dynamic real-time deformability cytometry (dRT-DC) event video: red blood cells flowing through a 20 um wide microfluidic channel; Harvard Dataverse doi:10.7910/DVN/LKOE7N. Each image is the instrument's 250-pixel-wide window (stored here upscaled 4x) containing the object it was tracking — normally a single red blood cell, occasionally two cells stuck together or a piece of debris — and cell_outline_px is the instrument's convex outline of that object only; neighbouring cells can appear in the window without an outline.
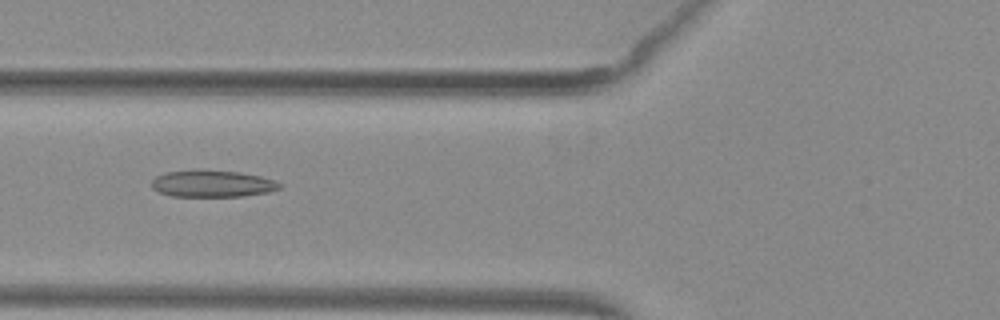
{"species": "common noctule bat (a hibernating species)", "species_latin": "Nyctalus noctula", "temperature_condition": "warm", "stored_images_in_passage": 34, "camera_frame_rate_fps": 3000, "um_per_image_px": 0.085, "animal": {"sex": "female", "body_mass_g": 29.2, "forearm_length_mm": 56.3}, "frame": {"image": 1, "passage_image": 7, "time_ms": 2.0, "image_size_px": [1000, 320], "cell_outline_px": [[280, 188], [268, 192], [244, 196], [172, 196], [160, 192], [152, 188], [152, 180], [156, 176], [164, 172], [196, 168], [240, 172], [260, 176], [276, 180], [280, 184]], "centroid_in_image_um": [18.02, 15.58], "position_along_channel_um": 107.8, "area_um2": 20.35}}
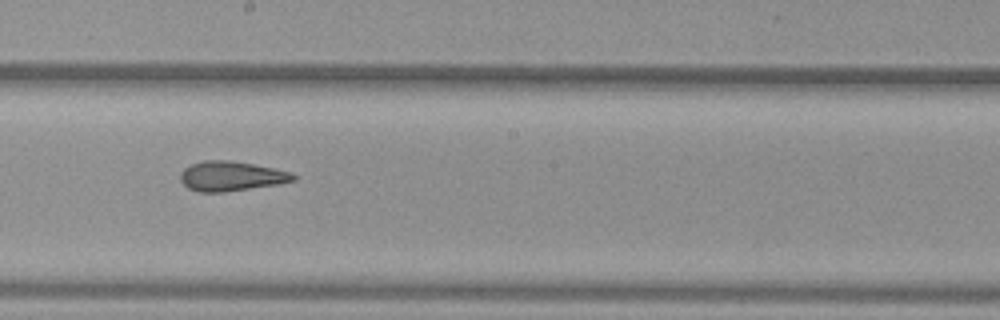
{"frame": {"image": 2, "passage_image": 16, "time_ms": 5.0, "image_size_px": [1000, 320], "cell_outline_px": [[296, 180], [280, 184], [224, 192], [200, 192], [188, 188], [180, 180], [180, 172], [184, 168], [192, 164], [204, 160], [228, 160], [276, 168], [292, 172], [296, 176]], "centroid_in_image_um": [19.67, 14.97], "position_along_channel_um": 228.5, "area_um2": 19.65}}
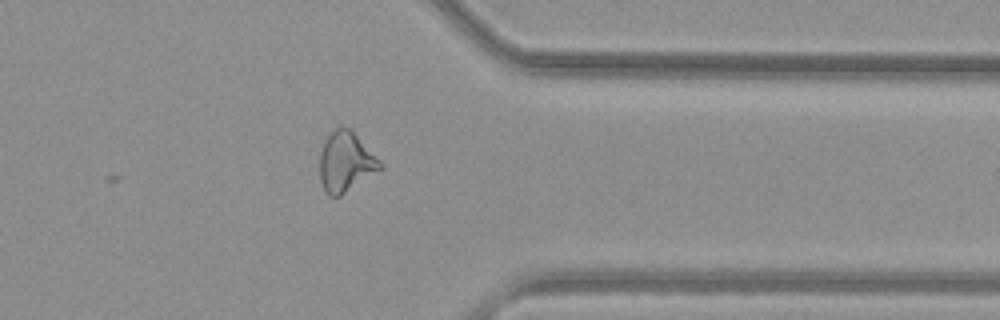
{"frame": {"image": 3, "passage_image": 28, "time_ms": 9.0, "image_size_px": [1000, 320], "cell_outline_px": [[384, 168], [340, 196], [328, 196], [324, 192], [320, 180], [320, 152], [328, 136], [336, 128], [348, 128], [384, 164]], "centroid_in_image_um": [29.39, 13.83], "position_along_channel_um": 382.0, "area_um2": 20.81}, "authors_computed_cell_mechanics": {"area_um2": 19.7387, "velocity_mm_per_s": 4.0187, "shape_relaxation_time_tau1_ms": null, "shape_relaxation_time_tau2_ms": 2.4064, "deformation_change_tau1": null, "deformation_change_tau2": 0.112}}